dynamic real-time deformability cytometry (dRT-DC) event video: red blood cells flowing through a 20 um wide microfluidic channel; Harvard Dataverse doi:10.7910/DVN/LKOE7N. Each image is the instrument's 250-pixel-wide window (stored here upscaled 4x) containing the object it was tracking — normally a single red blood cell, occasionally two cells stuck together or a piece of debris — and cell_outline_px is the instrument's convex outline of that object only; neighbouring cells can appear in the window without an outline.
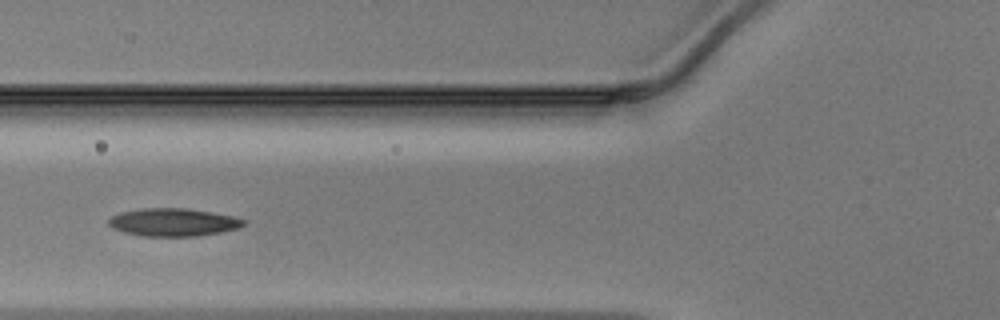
{"species": "Egyptian fruit bat (a non-hibernating species)", "species_latin": "Rousettus aegyptiacus", "temperature_condition": "warm", "stored_images_in_passage": 28, "camera_frame_rate_fps": 3000, "um_per_image_px": 0.085, "animal": {"sex": "male"}, "frame": {"image": 1, "passage_image": 11, "time_ms": 3.333, "image_size_px": [1000, 320], "cell_outline_px": [[244, 224], [236, 228], [220, 232], [196, 236], [144, 236], [124, 232], [112, 228], [108, 224], [108, 220], [112, 216], [120, 212], [140, 208], [188, 208], [212, 212], [232, 216], [244, 220]], "centroid_in_image_um": [14.67, 18.88], "position_along_channel_um": 111.1, "area_um2": 21.79}}
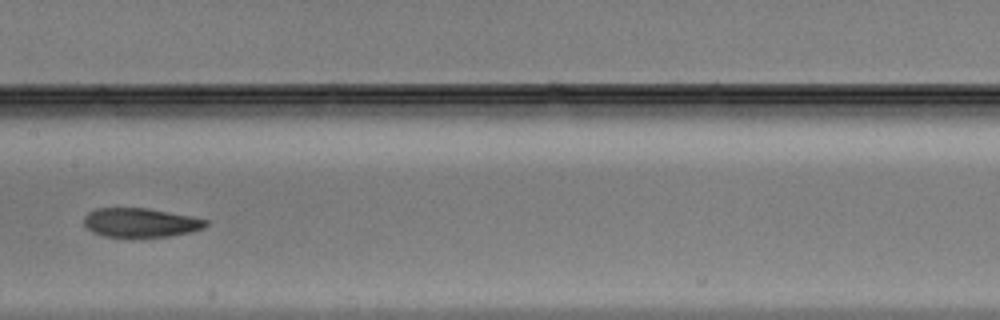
{"frame": {"image": 2, "passage_image": 17, "time_ms": 5.333, "image_size_px": [1000, 320], "cell_outline_px": [[208, 224], [204, 228], [192, 232], [168, 236], [132, 240], [128, 240], [104, 236], [92, 232], [84, 224], [84, 216], [88, 212], [96, 208], [148, 208], [192, 216], [208, 220]], "centroid_in_image_um": [11.94, 18.96], "position_along_channel_um": 195.5, "area_um2": 21.56}}
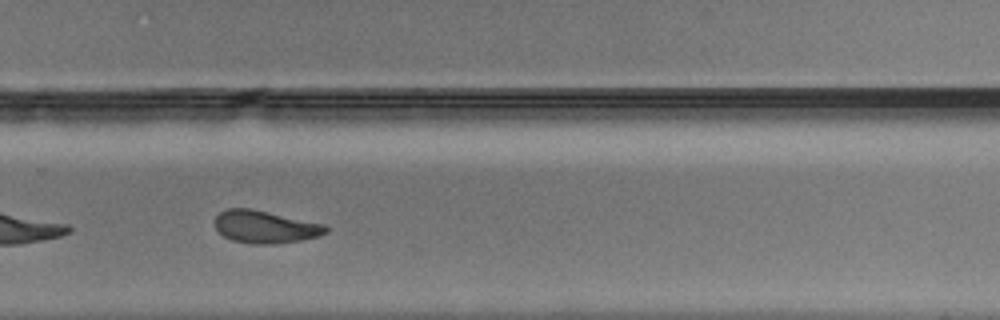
{"frame": {"image": 3, "passage_image": 25, "time_ms": 8.0, "image_size_px": [1000, 320], "cell_outline_px": [[328, 232], [316, 236], [300, 240], [276, 244], [252, 244], [232, 240], [224, 236], [216, 228], [216, 216], [220, 212], [228, 208], [248, 208], [328, 224]], "centroid_in_image_um": [22.57, 19.28], "position_along_channel_um": 307.2, "area_um2": 20.98}}